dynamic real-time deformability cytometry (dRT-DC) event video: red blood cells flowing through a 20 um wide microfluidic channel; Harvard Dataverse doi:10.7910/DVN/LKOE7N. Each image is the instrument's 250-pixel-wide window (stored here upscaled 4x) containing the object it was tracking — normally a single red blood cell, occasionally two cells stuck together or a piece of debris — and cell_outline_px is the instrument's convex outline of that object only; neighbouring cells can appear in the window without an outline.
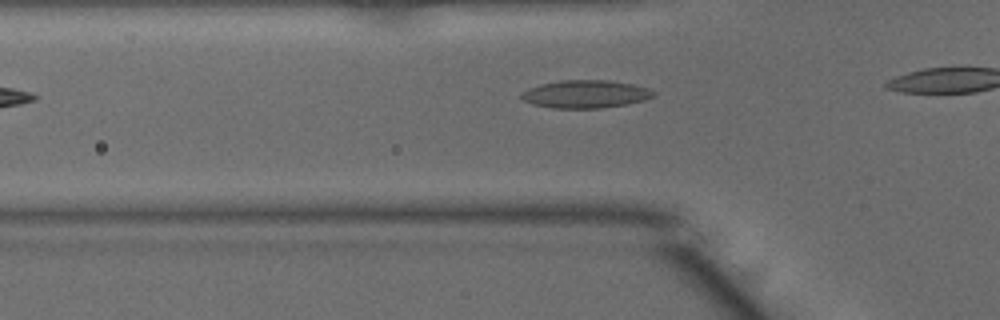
{"species": "common noctule bat (a hibernating species)", "species_latin": "Nyctalus noctula", "temperature_condition": "warm", "stored_images_in_passage": 7, "camera_frame_rate_fps": 3000, "um_per_image_px": 0.085, "animal": {"sex": "male", "body_mass_g": 15.6}, "frame": {"image": 1, "passage_image": 2, "time_ms": 0.333, "image_size_px": [1000, 320], "cell_outline_px": [[656, 92], [652, 96], [644, 100], [624, 104], [600, 108], [552, 108], [532, 104], [524, 100], [520, 96], [520, 92], [528, 88], [540, 84], [560, 80], [608, 80], [632, 84], [648, 88]], "centroid_in_image_um": [49.72, 7.99], "position_along_channel_um": 76.1, "area_um2": 21.39}}
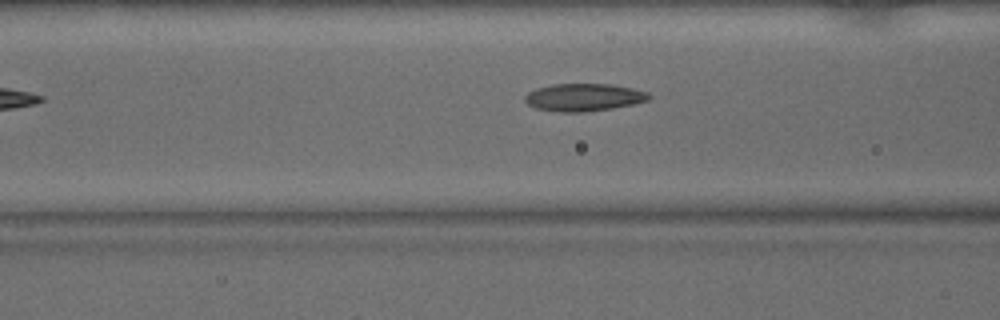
{"frame": {"image": 2, "passage_image": 5, "time_ms": 1.333, "image_size_px": [1000, 320], "cell_outline_px": [[652, 96], [648, 100], [632, 104], [612, 108], [580, 112], [560, 112], [536, 108], [528, 104], [524, 100], [524, 96], [528, 92], [536, 88], [552, 84], [608, 84], [632, 88], [648, 92]], "centroid_in_image_um": [49.6, 8.26], "position_along_channel_um": 117.0, "area_um2": 19.83}}